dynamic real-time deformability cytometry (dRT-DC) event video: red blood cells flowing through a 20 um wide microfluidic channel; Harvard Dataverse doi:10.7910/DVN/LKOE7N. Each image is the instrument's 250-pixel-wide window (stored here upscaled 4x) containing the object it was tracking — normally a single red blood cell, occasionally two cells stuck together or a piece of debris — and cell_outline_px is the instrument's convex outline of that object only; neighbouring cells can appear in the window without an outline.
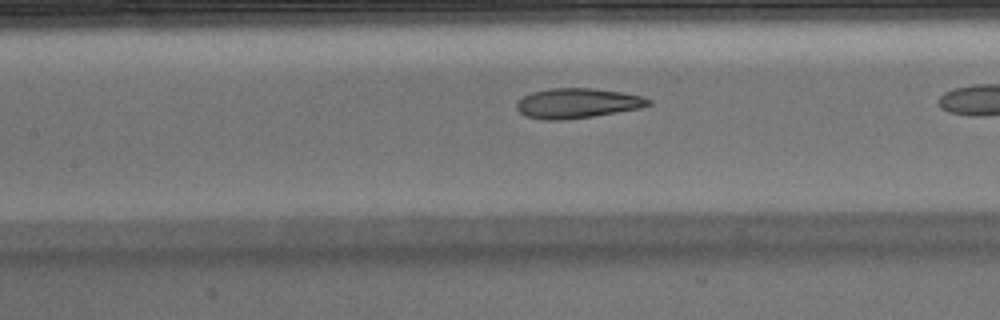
{"species": "Egyptian fruit bat (a non-hibernating species)", "species_latin": "Rousettus aegyptiacus", "temperature_condition": "warm", "stored_images_in_passage": 31, "camera_frame_rate_fps": 3000, "um_per_image_px": 0.085, "animal": {"sex": "male"}, "frame": {"image": 1, "passage_image": 18, "time_ms": 5.667, "image_size_px": [1000, 320], "cell_outline_px": [[652, 104], [640, 108], [592, 116], [564, 120], [544, 120], [524, 116], [516, 108], [516, 104], [524, 96], [532, 92], [548, 88], [592, 88], [620, 92], [644, 96], [652, 100]], "centroid_in_image_um": [49.07, 8.77], "position_along_channel_um": 158.3, "area_um2": 23.0}}